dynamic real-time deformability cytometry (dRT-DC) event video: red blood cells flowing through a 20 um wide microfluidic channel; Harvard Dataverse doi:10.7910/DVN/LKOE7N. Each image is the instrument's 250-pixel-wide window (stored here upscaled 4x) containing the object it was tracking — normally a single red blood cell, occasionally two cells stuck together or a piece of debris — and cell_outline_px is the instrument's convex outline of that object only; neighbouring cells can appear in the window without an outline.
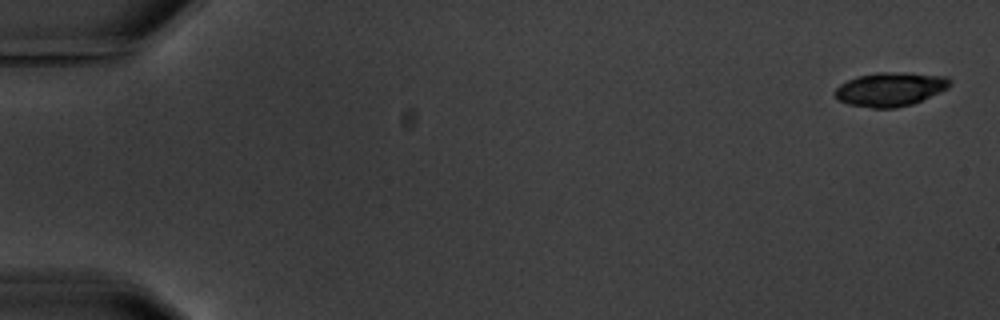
{"species": "common noctule bat (a hibernating species)", "species_latin": "Nyctalus noctula", "temperature_condition": "warm", "stored_images_in_passage": 8, "camera_frame_rate_fps": 3000, "um_per_image_px": 0.085, "animal": {"sex": "male", "body_mass_g": 20.1, "forearm_length_mm": 53.5}, "frame": {"image": 1, "passage_image": 1, "time_ms": 0.0, "image_size_px": [1000, 320], "cell_outline_px": [[952, 84], [948, 88], [940, 92], [912, 104], [896, 108], [872, 108], [848, 104], [840, 100], [832, 92], [840, 84], [848, 80], [860, 76], [876, 72], [892, 72], [948, 76], [952, 80]], "centroid_in_image_um": [75.69, 7.58], "position_along_channel_um": 9.3, "area_um2": 22.66}}
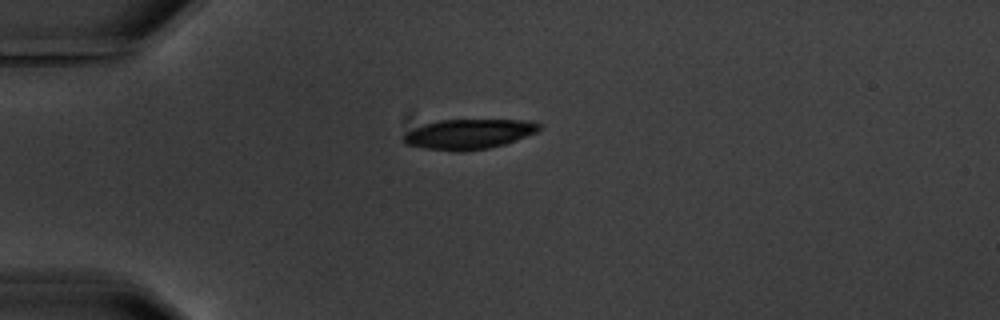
{"frame": {"image": 2, "passage_image": 5, "time_ms": 4.667, "image_size_px": [1000, 320], "cell_outline_px": [[540, 128], [536, 132], [516, 140], [504, 144], [488, 148], [460, 152], [452, 152], [424, 148], [404, 144], [400, 140], [404, 132], [424, 124], [440, 120], [532, 120], [540, 124]], "centroid_in_image_um": [39.78, 11.4], "position_along_channel_um": 45.2, "area_um2": 23.93}}
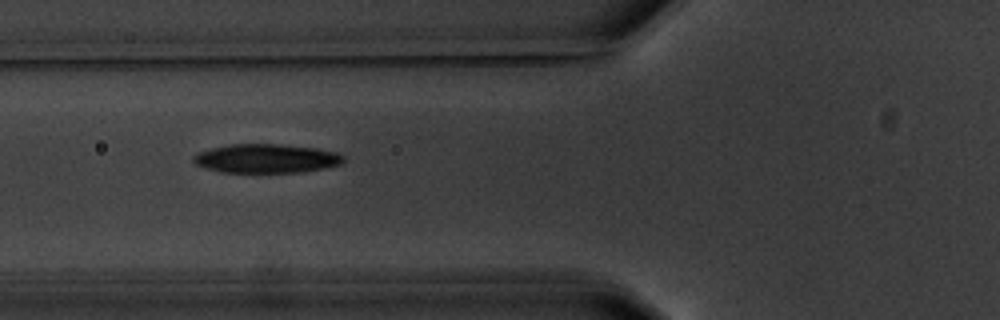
{"frame": {"image": 3, "passage_image": 7, "time_ms": 7.0, "image_size_px": [1000, 320], "cell_outline_px": [[344, 160], [340, 164], [324, 168], [300, 172], [220, 172], [204, 168], [196, 164], [192, 160], [192, 156], [200, 152], [212, 148], [232, 144], [280, 144], [316, 148], [336, 152], [344, 156]], "centroid_in_image_um": [22.62, 13.47], "position_along_channel_um": 103.2, "area_um2": 25.2}}